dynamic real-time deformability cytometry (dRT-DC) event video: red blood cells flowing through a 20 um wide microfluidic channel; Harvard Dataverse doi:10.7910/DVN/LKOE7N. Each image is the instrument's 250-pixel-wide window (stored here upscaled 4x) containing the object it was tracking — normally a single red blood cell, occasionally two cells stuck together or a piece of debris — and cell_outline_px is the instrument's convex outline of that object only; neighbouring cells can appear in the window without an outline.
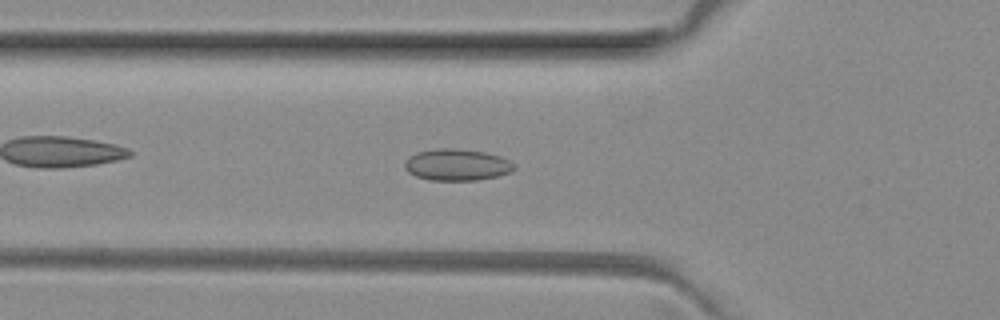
{"species": "common noctule bat (a hibernating species)", "species_latin": "Nyctalus noctula", "temperature_condition": "room temperature", "stored_images_in_passage": 51, "camera_frame_rate_fps": 3000, "um_per_image_px": 0.085, "animal": {"sex": "female", "body_mass_g": 29.2, "forearm_length_mm": 56.3}, "frame": {"image": 1, "passage_image": 17, "time_ms": 5.333, "image_size_px": [1000, 320], "cell_outline_px": [[516, 168], [512, 172], [496, 176], [476, 180], [428, 180], [416, 176], [408, 172], [404, 168], [404, 160], [408, 156], [416, 152], [440, 148], [456, 148], [484, 152], [500, 156], [516, 164]], "centroid_in_image_um": [38.82, 14.0], "position_along_channel_um": 87.0, "area_um2": 20.35}}
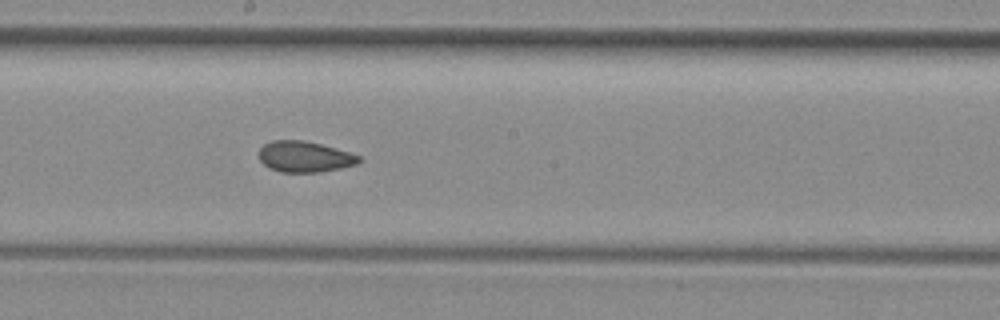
{"frame": {"image": 2, "passage_image": 27, "time_ms": 8.667, "image_size_px": [1000, 320], "cell_outline_px": [[364, 160], [356, 164], [340, 168], [320, 172], [280, 172], [268, 168], [260, 160], [260, 148], [264, 144], [272, 140], [304, 140], [320, 144], [348, 152], [360, 156]], "centroid_in_image_um": [25.89, 13.32], "position_along_channel_um": 222.3, "area_um2": 17.98}}
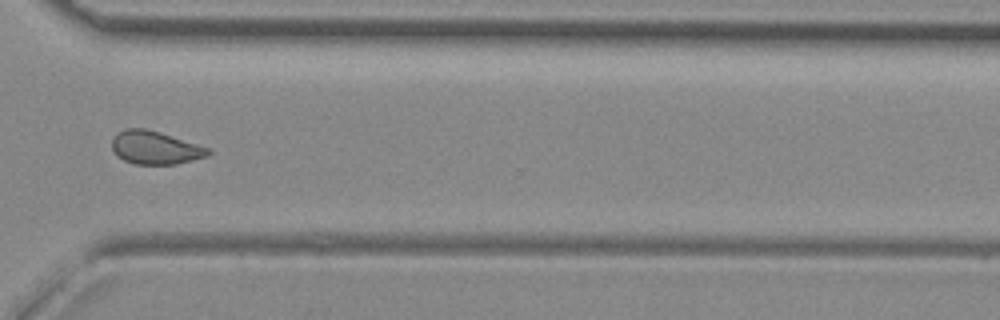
{"frame": {"image": 3, "passage_image": 37, "time_ms": 12.0, "image_size_px": [1000, 320], "cell_outline_px": [[212, 152], [208, 156], [176, 164], [136, 164], [124, 160], [116, 156], [112, 148], [112, 140], [120, 132], [128, 128], [144, 128], [160, 132], [212, 148]], "centroid_in_image_um": [13.24, 12.56], "position_along_channel_um": 357.4, "area_um2": 18.61}, "authors_computed_cell_mechanics": {"area_um2": 18.8428, "velocity_mm_per_s": 4.045, "shape_relaxation_time_tau1_ms": null, "shape_relaxation_time_tau2_ms": 1.823, "deformation_change_tau1": null, "deformation_change_tau2": 0.0709}}